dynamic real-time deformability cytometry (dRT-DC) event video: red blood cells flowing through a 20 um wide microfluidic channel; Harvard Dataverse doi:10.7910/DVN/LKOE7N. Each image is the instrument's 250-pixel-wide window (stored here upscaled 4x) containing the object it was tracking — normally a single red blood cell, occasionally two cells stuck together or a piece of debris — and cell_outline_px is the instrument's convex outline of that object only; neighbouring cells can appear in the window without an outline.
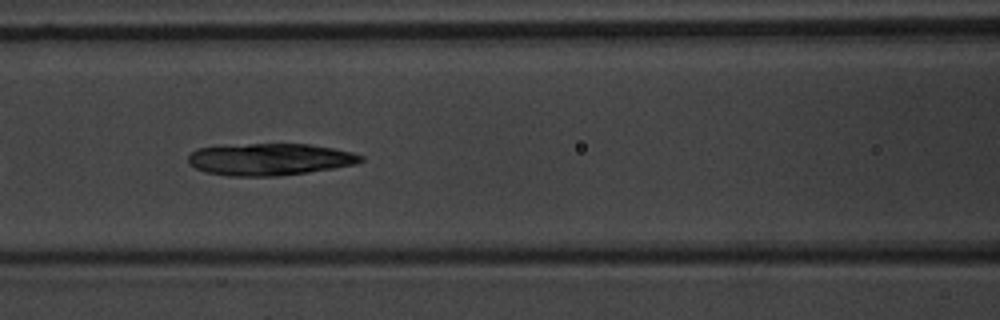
{"species": "common noctule bat (a hibernating species)", "species_latin": "Nyctalus noctula", "temperature_condition": "warm", "stored_images_in_passage": 10, "camera_frame_rate_fps": 3000, "um_per_image_px": 0.085, "animal": {"sex": "male", "body_mass_g": 20.1, "forearm_length_mm": 53.5}, "frame": {"image": 1, "passage_image": 7, "time_ms": 8.0, "image_size_px": [1000, 320], "cell_outline_px": [[364, 160], [356, 164], [308, 172], [280, 176], [228, 176], [204, 172], [188, 164], [188, 156], [196, 148], [248, 144], [308, 144], [332, 148], [352, 152], [364, 156]], "centroid_in_image_um": [22.91, 13.55], "position_along_channel_um": 143.7, "area_um2": 32.14}}